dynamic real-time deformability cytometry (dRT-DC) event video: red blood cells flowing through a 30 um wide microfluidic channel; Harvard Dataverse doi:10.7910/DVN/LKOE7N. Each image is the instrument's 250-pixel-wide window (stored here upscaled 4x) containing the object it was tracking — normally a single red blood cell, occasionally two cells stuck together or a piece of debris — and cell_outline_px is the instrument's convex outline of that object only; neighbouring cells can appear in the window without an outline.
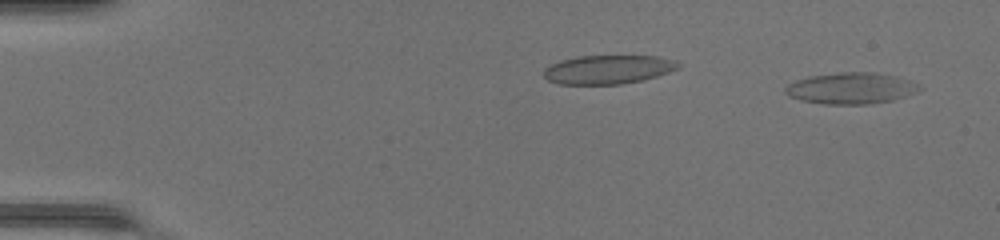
{"species": "common noctule bat (a hibernating species)", "species_latin": "Nyctalus noctula", "temperature_condition": "warm", "stored_images_in_passage": 37, "camera_frame_rate_fps": 3000, "um_per_image_px": 0.085, "animal": {"sex": "female", "body_mass_g": 17.0, "forearm_length_mm": 48.0}, "frame": {"image": 1, "passage_image": 2, "time_ms": 0.333, "image_size_px": [1000, 240], "cell_outline_px": [[924, 88], [916, 92], [892, 100], [864, 104], [824, 104], [800, 100], [788, 96], [784, 92], [784, 88], [788, 84], [796, 80], [808, 76], [840, 72], [872, 72], [896, 76], [912, 80], [920, 84]], "centroid_in_image_um": [72.34, 7.49], "position_along_channel_um": 12.7, "area_um2": 24.62}}
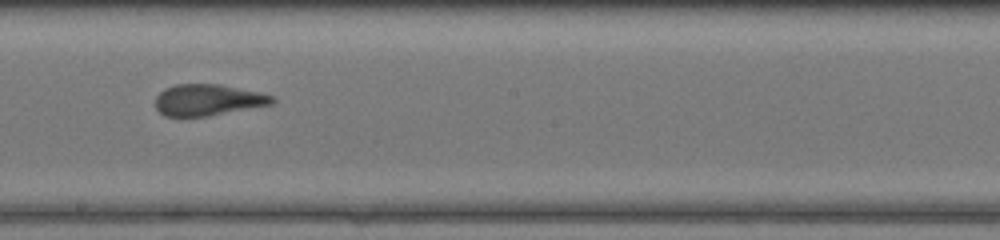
{"frame": {"image": 2, "passage_image": 20, "time_ms": 6.333, "image_size_px": [1000, 240], "cell_outline_px": [[276, 100], [272, 104], [208, 116], [164, 116], [156, 108], [156, 96], [164, 88], [176, 84], [220, 84], [260, 92], [276, 96]], "centroid_in_image_um": [17.69, 8.48], "position_along_channel_um": 230.5, "area_um2": 21.39}}
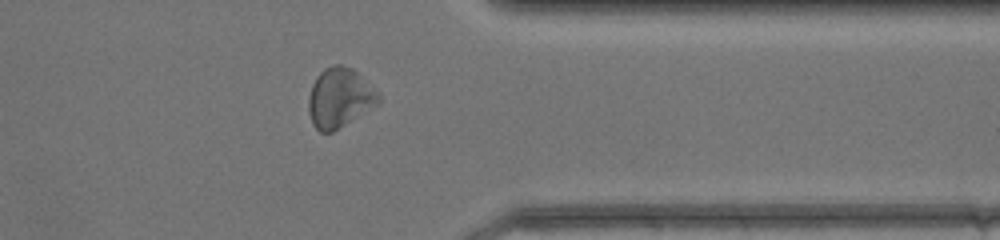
{"frame": {"image": 3, "passage_image": 31, "time_ms": 10.0, "image_size_px": [1000, 240], "cell_outline_px": [[380, 100], [376, 104], [332, 132], [320, 132], [312, 124], [308, 112], [308, 96], [312, 84], [316, 76], [324, 68], [332, 64], [340, 64], [352, 68], [380, 96]], "centroid_in_image_um": [28.79, 8.3], "position_along_channel_um": 382.6, "area_um2": 23.81}}